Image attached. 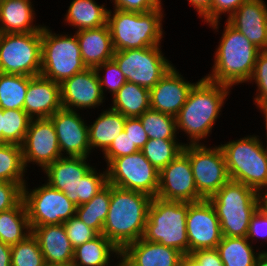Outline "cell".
Wrapping results in <instances>:
<instances>
[{
    "instance_id": "cell-31",
    "label": "cell",
    "mask_w": 267,
    "mask_h": 266,
    "mask_svg": "<svg viewBox=\"0 0 267 266\" xmlns=\"http://www.w3.org/2000/svg\"><path fill=\"white\" fill-rule=\"evenodd\" d=\"M32 233L24 200L16 207L0 213V241L12 246Z\"/></svg>"
},
{
    "instance_id": "cell-1",
    "label": "cell",
    "mask_w": 267,
    "mask_h": 266,
    "mask_svg": "<svg viewBox=\"0 0 267 266\" xmlns=\"http://www.w3.org/2000/svg\"><path fill=\"white\" fill-rule=\"evenodd\" d=\"M231 89L205 77L198 80L176 116L178 134L180 131L187 135L188 142L185 144H201L211 135Z\"/></svg>"
},
{
    "instance_id": "cell-10",
    "label": "cell",
    "mask_w": 267,
    "mask_h": 266,
    "mask_svg": "<svg viewBox=\"0 0 267 266\" xmlns=\"http://www.w3.org/2000/svg\"><path fill=\"white\" fill-rule=\"evenodd\" d=\"M41 44L42 31L0 33V73L40 75Z\"/></svg>"
},
{
    "instance_id": "cell-30",
    "label": "cell",
    "mask_w": 267,
    "mask_h": 266,
    "mask_svg": "<svg viewBox=\"0 0 267 266\" xmlns=\"http://www.w3.org/2000/svg\"><path fill=\"white\" fill-rule=\"evenodd\" d=\"M110 108L126 118L139 117L151 108L150 91L127 81L112 97Z\"/></svg>"
},
{
    "instance_id": "cell-26",
    "label": "cell",
    "mask_w": 267,
    "mask_h": 266,
    "mask_svg": "<svg viewBox=\"0 0 267 266\" xmlns=\"http://www.w3.org/2000/svg\"><path fill=\"white\" fill-rule=\"evenodd\" d=\"M32 0L0 2V33H30L42 31L44 24H34L36 17Z\"/></svg>"
},
{
    "instance_id": "cell-27",
    "label": "cell",
    "mask_w": 267,
    "mask_h": 266,
    "mask_svg": "<svg viewBox=\"0 0 267 266\" xmlns=\"http://www.w3.org/2000/svg\"><path fill=\"white\" fill-rule=\"evenodd\" d=\"M125 121L126 117L121 113L109 107L105 110L102 109L93 124H88L91 152L93 153L99 148V151L103 153L115 138L124 131Z\"/></svg>"
},
{
    "instance_id": "cell-41",
    "label": "cell",
    "mask_w": 267,
    "mask_h": 266,
    "mask_svg": "<svg viewBox=\"0 0 267 266\" xmlns=\"http://www.w3.org/2000/svg\"><path fill=\"white\" fill-rule=\"evenodd\" d=\"M249 83L256 84V93L253 97L254 105H267V51H261L256 59L254 70Z\"/></svg>"
},
{
    "instance_id": "cell-24",
    "label": "cell",
    "mask_w": 267,
    "mask_h": 266,
    "mask_svg": "<svg viewBox=\"0 0 267 266\" xmlns=\"http://www.w3.org/2000/svg\"><path fill=\"white\" fill-rule=\"evenodd\" d=\"M83 63L95 69L100 64L113 59L115 49L108 25L75 32Z\"/></svg>"
},
{
    "instance_id": "cell-55",
    "label": "cell",
    "mask_w": 267,
    "mask_h": 266,
    "mask_svg": "<svg viewBox=\"0 0 267 266\" xmlns=\"http://www.w3.org/2000/svg\"><path fill=\"white\" fill-rule=\"evenodd\" d=\"M256 109L260 111V113H263L262 116H264L265 120V130H266V139H267V105L266 106H257ZM267 143V140H266ZM267 145V144H266Z\"/></svg>"
},
{
    "instance_id": "cell-4",
    "label": "cell",
    "mask_w": 267,
    "mask_h": 266,
    "mask_svg": "<svg viewBox=\"0 0 267 266\" xmlns=\"http://www.w3.org/2000/svg\"><path fill=\"white\" fill-rule=\"evenodd\" d=\"M88 161L91 159L62 156L43 171L45 182L76 206L87 203L108 184L106 168L97 171Z\"/></svg>"
},
{
    "instance_id": "cell-25",
    "label": "cell",
    "mask_w": 267,
    "mask_h": 266,
    "mask_svg": "<svg viewBox=\"0 0 267 266\" xmlns=\"http://www.w3.org/2000/svg\"><path fill=\"white\" fill-rule=\"evenodd\" d=\"M37 238L45 263L71 262L74 247L67 237L63 224L30 226Z\"/></svg>"
},
{
    "instance_id": "cell-29",
    "label": "cell",
    "mask_w": 267,
    "mask_h": 266,
    "mask_svg": "<svg viewBox=\"0 0 267 266\" xmlns=\"http://www.w3.org/2000/svg\"><path fill=\"white\" fill-rule=\"evenodd\" d=\"M108 10L103 3L95 0H72L64 15V23L73 26L76 31L92 29L107 24Z\"/></svg>"
},
{
    "instance_id": "cell-6",
    "label": "cell",
    "mask_w": 267,
    "mask_h": 266,
    "mask_svg": "<svg viewBox=\"0 0 267 266\" xmlns=\"http://www.w3.org/2000/svg\"><path fill=\"white\" fill-rule=\"evenodd\" d=\"M259 135L220 143L230 180L243 183L257 192H267V146Z\"/></svg>"
},
{
    "instance_id": "cell-7",
    "label": "cell",
    "mask_w": 267,
    "mask_h": 266,
    "mask_svg": "<svg viewBox=\"0 0 267 266\" xmlns=\"http://www.w3.org/2000/svg\"><path fill=\"white\" fill-rule=\"evenodd\" d=\"M259 192L230 180L208 200L215 209L222 236L246 237L251 217L259 208Z\"/></svg>"
},
{
    "instance_id": "cell-3",
    "label": "cell",
    "mask_w": 267,
    "mask_h": 266,
    "mask_svg": "<svg viewBox=\"0 0 267 266\" xmlns=\"http://www.w3.org/2000/svg\"><path fill=\"white\" fill-rule=\"evenodd\" d=\"M214 52L212 71L206 79L227 85H243L250 80L258 54L261 52L227 21Z\"/></svg>"
},
{
    "instance_id": "cell-48",
    "label": "cell",
    "mask_w": 267,
    "mask_h": 266,
    "mask_svg": "<svg viewBox=\"0 0 267 266\" xmlns=\"http://www.w3.org/2000/svg\"><path fill=\"white\" fill-rule=\"evenodd\" d=\"M124 131L126 135H129L130 139L139 150L148 142L147 133L139 117L126 118Z\"/></svg>"
},
{
    "instance_id": "cell-23",
    "label": "cell",
    "mask_w": 267,
    "mask_h": 266,
    "mask_svg": "<svg viewBox=\"0 0 267 266\" xmlns=\"http://www.w3.org/2000/svg\"><path fill=\"white\" fill-rule=\"evenodd\" d=\"M183 254L171 247L143 238L128 244L121 259L129 266H180Z\"/></svg>"
},
{
    "instance_id": "cell-38",
    "label": "cell",
    "mask_w": 267,
    "mask_h": 266,
    "mask_svg": "<svg viewBox=\"0 0 267 266\" xmlns=\"http://www.w3.org/2000/svg\"><path fill=\"white\" fill-rule=\"evenodd\" d=\"M31 117L21 109L3 110L2 143L22 145Z\"/></svg>"
},
{
    "instance_id": "cell-52",
    "label": "cell",
    "mask_w": 267,
    "mask_h": 266,
    "mask_svg": "<svg viewBox=\"0 0 267 266\" xmlns=\"http://www.w3.org/2000/svg\"><path fill=\"white\" fill-rule=\"evenodd\" d=\"M180 266H201L190 254L184 255Z\"/></svg>"
},
{
    "instance_id": "cell-57",
    "label": "cell",
    "mask_w": 267,
    "mask_h": 266,
    "mask_svg": "<svg viewBox=\"0 0 267 266\" xmlns=\"http://www.w3.org/2000/svg\"><path fill=\"white\" fill-rule=\"evenodd\" d=\"M2 117H3V109L0 108V143H2Z\"/></svg>"
},
{
    "instance_id": "cell-45",
    "label": "cell",
    "mask_w": 267,
    "mask_h": 266,
    "mask_svg": "<svg viewBox=\"0 0 267 266\" xmlns=\"http://www.w3.org/2000/svg\"><path fill=\"white\" fill-rule=\"evenodd\" d=\"M23 200V186L0 181V213L16 207Z\"/></svg>"
},
{
    "instance_id": "cell-54",
    "label": "cell",
    "mask_w": 267,
    "mask_h": 266,
    "mask_svg": "<svg viewBox=\"0 0 267 266\" xmlns=\"http://www.w3.org/2000/svg\"><path fill=\"white\" fill-rule=\"evenodd\" d=\"M254 266H267V252L261 251V253L256 257Z\"/></svg>"
},
{
    "instance_id": "cell-47",
    "label": "cell",
    "mask_w": 267,
    "mask_h": 266,
    "mask_svg": "<svg viewBox=\"0 0 267 266\" xmlns=\"http://www.w3.org/2000/svg\"><path fill=\"white\" fill-rule=\"evenodd\" d=\"M113 9L144 13L158 9L163 5L162 0H110Z\"/></svg>"
},
{
    "instance_id": "cell-20",
    "label": "cell",
    "mask_w": 267,
    "mask_h": 266,
    "mask_svg": "<svg viewBox=\"0 0 267 266\" xmlns=\"http://www.w3.org/2000/svg\"><path fill=\"white\" fill-rule=\"evenodd\" d=\"M175 67L173 65L160 81L149 90L151 109L174 117L178 115L186 103L191 89L198 82L188 81Z\"/></svg>"
},
{
    "instance_id": "cell-49",
    "label": "cell",
    "mask_w": 267,
    "mask_h": 266,
    "mask_svg": "<svg viewBox=\"0 0 267 266\" xmlns=\"http://www.w3.org/2000/svg\"><path fill=\"white\" fill-rule=\"evenodd\" d=\"M190 255L201 265V266H224L220 258L219 252L216 248L214 249H200L190 253Z\"/></svg>"
},
{
    "instance_id": "cell-53",
    "label": "cell",
    "mask_w": 267,
    "mask_h": 266,
    "mask_svg": "<svg viewBox=\"0 0 267 266\" xmlns=\"http://www.w3.org/2000/svg\"><path fill=\"white\" fill-rule=\"evenodd\" d=\"M259 208L267 215V192H261L259 194Z\"/></svg>"
},
{
    "instance_id": "cell-42",
    "label": "cell",
    "mask_w": 267,
    "mask_h": 266,
    "mask_svg": "<svg viewBox=\"0 0 267 266\" xmlns=\"http://www.w3.org/2000/svg\"><path fill=\"white\" fill-rule=\"evenodd\" d=\"M245 1L247 0H213L212 7L201 17L202 22L219 32L221 16L227 15L228 19Z\"/></svg>"
},
{
    "instance_id": "cell-22",
    "label": "cell",
    "mask_w": 267,
    "mask_h": 266,
    "mask_svg": "<svg viewBox=\"0 0 267 266\" xmlns=\"http://www.w3.org/2000/svg\"><path fill=\"white\" fill-rule=\"evenodd\" d=\"M61 85L41 75L28 76L24 111L32 118H50L59 109Z\"/></svg>"
},
{
    "instance_id": "cell-34",
    "label": "cell",
    "mask_w": 267,
    "mask_h": 266,
    "mask_svg": "<svg viewBox=\"0 0 267 266\" xmlns=\"http://www.w3.org/2000/svg\"><path fill=\"white\" fill-rule=\"evenodd\" d=\"M23 160L22 147L17 144L0 143V181L19 183L23 187L28 181ZM26 173V174H25Z\"/></svg>"
},
{
    "instance_id": "cell-39",
    "label": "cell",
    "mask_w": 267,
    "mask_h": 266,
    "mask_svg": "<svg viewBox=\"0 0 267 266\" xmlns=\"http://www.w3.org/2000/svg\"><path fill=\"white\" fill-rule=\"evenodd\" d=\"M45 260L37 238L31 233L11 246V266H44Z\"/></svg>"
},
{
    "instance_id": "cell-40",
    "label": "cell",
    "mask_w": 267,
    "mask_h": 266,
    "mask_svg": "<svg viewBox=\"0 0 267 266\" xmlns=\"http://www.w3.org/2000/svg\"><path fill=\"white\" fill-rule=\"evenodd\" d=\"M95 71L98 75L101 91L104 97H106L105 92L107 90L113 97L115 93L127 82L124 74L114 59L100 64L95 68Z\"/></svg>"
},
{
    "instance_id": "cell-9",
    "label": "cell",
    "mask_w": 267,
    "mask_h": 266,
    "mask_svg": "<svg viewBox=\"0 0 267 266\" xmlns=\"http://www.w3.org/2000/svg\"><path fill=\"white\" fill-rule=\"evenodd\" d=\"M63 33L52 32L46 25L42 28L40 75L59 84L87 68L76 33Z\"/></svg>"
},
{
    "instance_id": "cell-21",
    "label": "cell",
    "mask_w": 267,
    "mask_h": 266,
    "mask_svg": "<svg viewBox=\"0 0 267 266\" xmlns=\"http://www.w3.org/2000/svg\"><path fill=\"white\" fill-rule=\"evenodd\" d=\"M254 46L267 51V5L264 0L245 1L227 20Z\"/></svg>"
},
{
    "instance_id": "cell-46",
    "label": "cell",
    "mask_w": 267,
    "mask_h": 266,
    "mask_svg": "<svg viewBox=\"0 0 267 266\" xmlns=\"http://www.w3.org/2000/svg\"><path fill=\"white\" fill-rule=\"evenodd\" d=\"M247 239L252 243L261 241L267 243V215H265L260 208L251 217Z\"/></svg>"
},
{
    "instance_id": "cell-16",
    "label": "cell",
    "mask_w": 267,
    "mask_h": 266,
    "mask_svg": "<svg viewBox=\"0 0 267 266\" xmlns=\"http://www.w3.org/2000/svg\"><path fill=\"white\" fill-rule=\"evenodd\" d=\"M157 198L166 201L198 202V193L191 163L182 152L159 172Z\"/></svg>"
},
{
    "instance_id": "cell-37",
    "label": "cell",
    "mask_w": 267,
    "mask_h": 266,
    "mask_svg": "<svg viewBox=\"0 0 267 266\" xmlns=\"http://www.w3.org/2000/svg\"><path fill=\"white\" fill-rule=\"evenodd\" d=\"M148 139L179 140L176 117L148 109L139 116Z\"/></svg>"
},
{
    "instance_id": "cell-36",
    "label": "cell",
    "mask_w": 267,
    "mask_h": 266,
    "mask_svg": "<svg viewBox=\"0 0 267 266\" xmlns=\"http://www.w3.org/2000/svg\"><path fill=\"white\" fill-rule=\"evenodd\" d=\"M180 140L148 139L140 150L145 158L160 172L183 151L185 142Z\"/></svg>"
},
{
    "instance_id": "cell-51",
    "label": "cell",
    "mask_w": 267,
    "mask_h": 266,
    "mask_svg": "<svg viewBox=\"0 0 267 266\" xmlns=\"http://www.w3.org/2000/svg\"><path fill=\"white\" fill-rule=\"evenodd\" d=\"M0 266H11V246L0 241Z\"/></svg>"
},
{
    "instance_id": "cell-43",
    "label": "cell",
    "mask_w": 267,
    "mask_h": 266,
    "mask_svg": "<svg viewBox=\"0 0 267 266\" xmlns=\"http://www.w3.org/2000/svg\"><path fill=\"white\" fill-rule=\"evenodd\" d=\"M63 225L65 227L67 237L74 248L94 239L99 235L94 229L85 225L76 215L65 221Z\"/></svg>"
},
{
    "instance_id": "cell-12",
    "label": "cell",
    "mask_w": 267,
    "mask_h": 266,
    "mask_svg": "<svg viewBox=\"0 0 267 266\" xmlns=\"http://www.w3.org/2000/svg\"><path fill=\"white\" fill-rule=\"evenodd\" d=\"M162 45L115 51L113 59L128 82L153 88L171 69L173 63L164 56Z\"/></svg>"
},
{
    "instance_id": "cell-14",
    "label": "cell",
    "mask_w": 267,
    "mask_h": 266,
    "mask_svg": "<svg viewBox=\"0 0 267 266\" xmlns=\"http://www.w3.org/2000/svg\"><path fill=\"white\" fill-rule=\"evenodd\" d=\"M107 183L156 197L159 172L141 151L113 159L107 166Z\"/></svg>"
},
{
    "instance_id": "cell-18",
    "label": "cell",
    "mask_w": 267,
    "mask_h": 266,
    "mask_svg": "<svg viewBox=\"0 0 267 266\" xmlns=\"http://www.w3.org/2000/svg\"><path fill=\"white\" fill-rule=\"evenodd\" d=\"M59 109L50 119L54 125L62 156L86 157L91 155L88 123L79 112Z\"/></svg>"
},
{
    "instance_id": "cell-35",
    "label": "cell",
    "mask_w": 267,
    "mask_h": 266,
    "mask_svg": "<svg viewBox=\"0 0 267 266\" xmlns=\"http://www.w3.org/2000/svg\"><path fill=\"white\" fill-rule=\"evenodd\" d=\"M28 76L0 73V108L24 110Z\"/></svg>"
},
{
    "instance_id": "cell-15",
    "label": "cell",
    "mask_w": 267,
    "mask_h": 266,
    "mask_svg": "<svg viewBox=\"0 0 267 266\" xmlns=\"http://www.w3.org/2000/svg\"><path fill=\"white\" fill-rule=\"evenodd\" d=\"M26 169L33 164L42 172L61 158L57 134L50 118L31 119L21 145Z\"/></svg>"
},
{
    "instance_id": "cell-8",
    "label": "cell",
    "mask_w": 267,
    "mask_h": 266,
    "mask_svg": "<svg viewBox=\"0 0 267 266\" xmlns=\"http://www.w3.org/2000/svg\"><path fill=\"white\" fill-rule=\"evenodd\" d=\"M188 202L166 201L152 197L143 239L189 254L186 217Z\"/></svg>"
},
{
    "instance_id": "cell-44",
    "label": "cell",
    "mask_w": 267,
    "mask_h": 266,
    "mask_svg": "<svg viewBox=\"0 0 267 266\" xmlns=\"http://www.w3.org/2000/svg\"><path fill=\"white\" fill-rule=\"evenodd\" d=\"M140 151L130 139L129 135L123 131L110 144V146L102 153L106 166L115 158L127 156Z\"/></svg>"
},
{
    "instance_id": "cell-56",
    "label": "cell",
    "mask_w": 267,
    "mask_h": 266,
    "mask_svg": "<svg viewBox=\"0 0 267 266\" xmlns=\"http://www.w3.org/2000/svg\"><path fill=\"white\" fill-rule=\"evenodd\" d=\"M44 266H75L73 261L65 263H45Z\"/></svg>"
},
{
    "instance_id": "cell-58",
    "label": "cell",
    "mask_w": 267,
    "mask_h": 266,
    "mask_svg": "<svg viewBox=\"0 0 267 266\" xmlns=\"http://www.w3.org/2000/svg\"><path fill=\"white\" fill-rule=\"evenodd\" d=\"M113 266H129V265L120 258L117 262H115V265Z\"/></svg>"
},
{
    "instance_id": "cell-17",
    "label": "cell",
    "mask_w": 267,
    "mask_h": 266,
    "mask_svg": "<svg viewBox=\"0 0 267 266\" xmlns=\"http://www.w3.org/2000/svg\"><path fill=\"white\" fill-rule=\"evenodd\" d=\"M186 228L189 254L200 249L217 248L221 242L220 222L208 199L188 202Z\"/></svg>"
},
{
    "instance_id": "cell-28",
    "label": "cell",
    "mask_w": 267,
    "mask_h": 266,
    "mask_svg": "<svg viewBox=\"0 0 267 266\" xmlns=\"http://www.w3.org/2000/svg\"><path fill=\"white\" fill-rule=\"evenodd\" d=\"M115 258H121V251L103 234H99L74 248L73 263L75 266H112L115 265Z\"/></svg>"
},
{
    "instance_id": "cell-32",
    "label": "cell",
    "mask_w": 267,
    "mask_h": 266,
    "mask_svg": "<svg viewBox=\"0 0 267 266\" xmlns=\"http://www.w3.org/2000/svg\"><path fill=\"white\" fill-rule=\"evenodd\" d=\"M224 266H254L256 257L261 253L247 237L222 236L216 248ZM259 250V251H258Z\"/></svg>"
},
{
    "instance_id": "cell-33",
    "label": "cell",
    "mask_w": 267,
    "mask_h": 266,
    "mask_svg": "<svg viewBox=\"0 0 267 266\" xmlns=\"http://www.w3.org/2000/svg\"><path fill=\"white\" fill-rule=\"evenodd\" d=\"M111 185L107 184L89 202L76 207V216L88 227L102 234L103 224L109 211Z\"/></svg>"
},
{
    "instance_id": "cell-11",
    "label": "cell",
    "mask_w": 267,
    "mask_h": 266,
    "mask_svg": "<svg viewBox=\"0 0 267 266\" xmlns=\"http://www.w3.org/2000/svg\"><path fill=\"white\" fill-rule=\"evenodd\" d=\"M206 145L203 141L201 144H185L182 151L190 160L197 191L204 199L213 196L230 181L221 146Z\"/></svg>"
},
{
    "instance_id": "cell-13",
    "label": "cell",
    "mask_w": 267,
    "mask_h": 266,
    "mask_svg": "<svg viewBox=\"0 0 267 266\" xmlns=\"http://www.w3.org/2000/svg\"><path fill=\"white\" fill-rule=\"evenodd\" d=\"M41 185L30 189L26 183L23 187V200L30 226L63 224L76 215L77 206L65 193L46 182Z\"/></svg>"
},
{
    "instance_id": "cell-19",
    "label": "cell",
    "mask_w": 267,
    "mask_h": 266,
    "mask_svg": "<svg viewBox=\"0 0 267 266\" xmlns=\"http://www.w3.org/2000/svg\"><path fill=\"white\" fill-rule=\"evenodd\" d=\"M61 85L62 107L70 110H87L99 108L105 102L98 75L93 68L66 79Z\"/></svg>"
},
{
    "instance_id": "cell-5",
    "label": "cell",
    "mask_w": 267,
    "mask_h": 266,
    "mask_svg": "<svg viewBox=\"0 0 267 266\" xmlns=\"http://www.w3.org/2000/svg\"><path fill=\"white\" fill-rule=\"evenodd\" d=\"M164 15L163 6L144 13L109 9L107 25L115 51L161 45Z\"/></svg>"
},
{
    "instance_id": "cell-2",
    "label": "cell",
    "mask_w": 267,
    "mask_h": 266,
    "mask_svg": "<svg viewBox=\"0 0 267 266\" xmlns=\"http://www.w3.org/2000/svg\"><path fill=\"white\" fill-rule=\"evenodd\" d=\"M152 197L111 185L109 211L102 234L120 251L143 237Z\"/></svg>"
},
{
    "instance_id": "cell-50",
    "label": "cell",
    "mask_w": 267,
    "mask_h": 266,
    "mask_svg": "<svg viewBox=\"0 0 267 266\" xmlns=\"http://www.w3.org/2000/svg\"><path fill=\"white\" fill-rule=\"evenodd\" d=\"M188 3L194 6V10L198 14V17L201 18L211 7L213 0H187Z\"/></svg>"
}]
</instances>
